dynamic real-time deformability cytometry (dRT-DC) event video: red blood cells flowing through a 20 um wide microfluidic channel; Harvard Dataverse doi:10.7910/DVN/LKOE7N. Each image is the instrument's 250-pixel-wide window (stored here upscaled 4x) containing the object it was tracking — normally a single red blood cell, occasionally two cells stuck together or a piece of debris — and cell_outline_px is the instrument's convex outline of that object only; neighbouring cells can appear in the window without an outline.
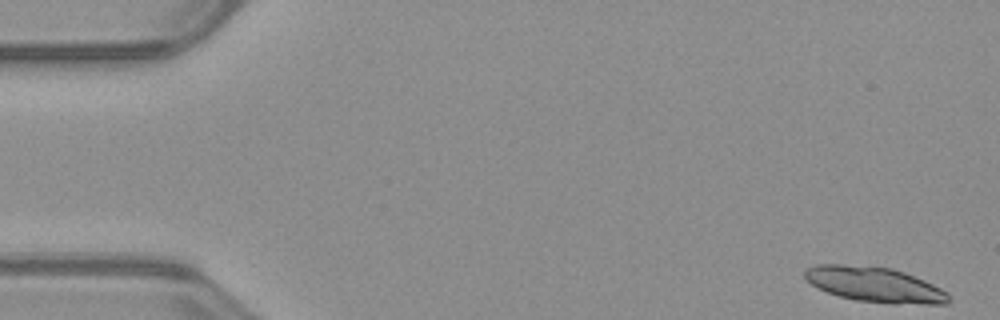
{"species": "common noctule bat (a hibernating species)", "species_latin": "Nyctalus noctula", "temperature_condition": "warm", "stored_images_in_passage": 42, "segment_of_instrument_passage": [1, 2], "camera_frame_rate_fps": 3000, "um_per_image_px": 0.085, "animal": {"sex": "male", "body_mass_g": 23.1, "forearm_length_mm": 52.7}, "frame": {"image": 1, "passage_image": 1, "time_ms": 0.0, "image_size_px": [1000, 320], "cell_outline_px": [[948, 304], [892, 304], [856, 300], [840, 296], [816, 288], [804, 276], [804, 272], [808, 268], [816, 264], [844, 264], [892, 268], [904, 272], [924, 280], [948, 292]], "centroid_in_image_um": [74.35, 24.19], "position_along_channel_um": 10.7, "area_um2": 29.36}}